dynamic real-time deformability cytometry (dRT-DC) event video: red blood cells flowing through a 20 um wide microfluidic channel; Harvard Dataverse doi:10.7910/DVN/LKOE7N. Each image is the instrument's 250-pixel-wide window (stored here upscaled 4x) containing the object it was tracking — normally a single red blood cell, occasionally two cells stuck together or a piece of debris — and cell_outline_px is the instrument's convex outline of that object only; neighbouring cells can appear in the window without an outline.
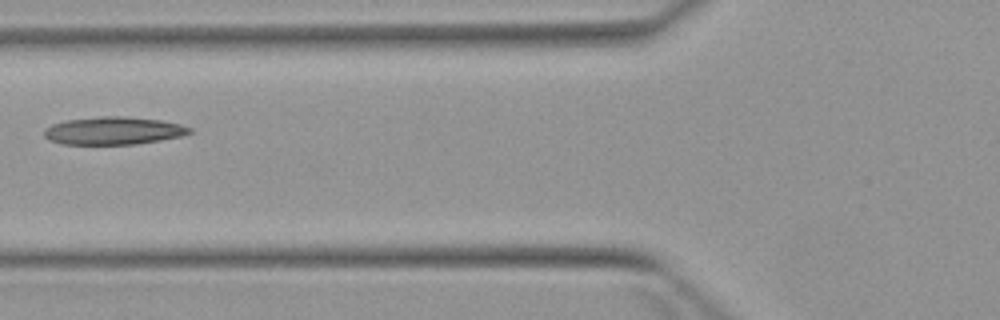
{"species": "Egyptian fruit bat (a non-hibernating species)", "species_latin": "Rousettus aegyptiacus", "temperature_condition": "warm", "stored_images_in_passage": 6, "camera_frame_rate_fps": 3000, "um_per_image_px": 0.085, "animal": {"sex": "female"}, "frame": {"image": 1, "passage_image": 6, "time_ms": 6.0, "image_size_px": [1000, 320], "cell_outline_px": [[192, 132], [180, 136], [160, 140], [136, 144], [60, 144], [48, 140], [44, 136], [44, 128], [52, 124], [64, 120], [100, 116], [124, 116], [160, 120], [180, 124], [192, 128]], "centroid_in_image_um": [9.6, 11.11], "position_along_channel_um": 116.2, "area_um2": 23.64}}